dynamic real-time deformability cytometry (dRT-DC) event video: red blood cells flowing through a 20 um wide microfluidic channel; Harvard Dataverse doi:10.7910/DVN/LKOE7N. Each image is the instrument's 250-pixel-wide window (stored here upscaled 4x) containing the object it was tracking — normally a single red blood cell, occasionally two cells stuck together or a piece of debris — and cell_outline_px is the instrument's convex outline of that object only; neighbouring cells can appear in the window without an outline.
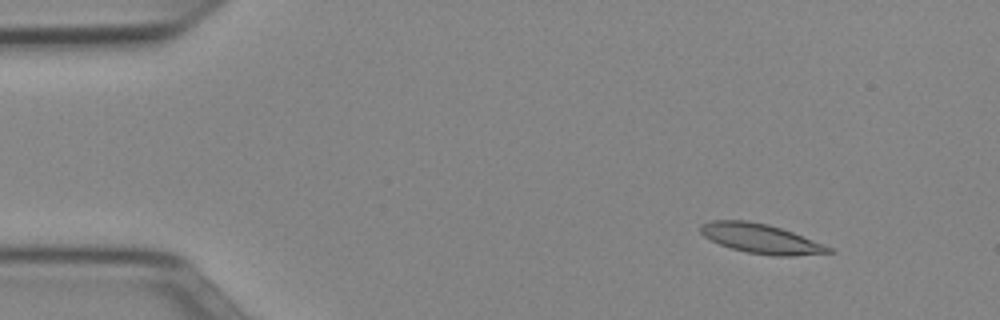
{"species": "Egyptian fruit bat (a non-hibernating species)", "species_latin": "Rousettus aegyptiacus", "temperature_condition": "cold", "stored_images_in_passage": 51, "camera_frame_rate_fps": 3000, "um_per_image_px": 0.085, "animal": {"sex": "female"}, "frame": {"image": 1, "passage_image": 6, "time_ms": 1.667, "image_size_px": [1000, 320], "cell_outline_px": [[836, 252], [792, 256], [776, 256], [748, 252], [732, 248], [720, 244], [704, 236], [700, 232], [700, 224], [712, 220], [744, 220], [768, 224], [792, 232], [832, 248]], "centroid_in_image_um": [64.66, 20.28], "position_along_channel_um": 20.3, "area_um2": 21.73}}
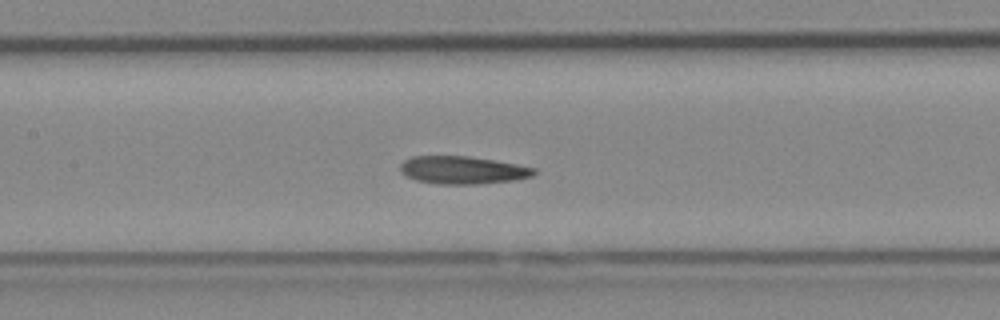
{"frame": {"image": 2, "passage_image": 24, "time_ms": 7.667, "image_size_px": [1000, 320], "cell_outline_px": [[536, 172], [532, 176], [516, 180], [476, 184], [436, 184], [416, 180], [400, 172], [400, 164], [404, 160], [412, 156], [468, 156], [516, 164], [536, 168]], "centroid_in_image_um": [39.31, 14.46], "position_along_channel_um": 168.1, "area_um2": 21.62}}
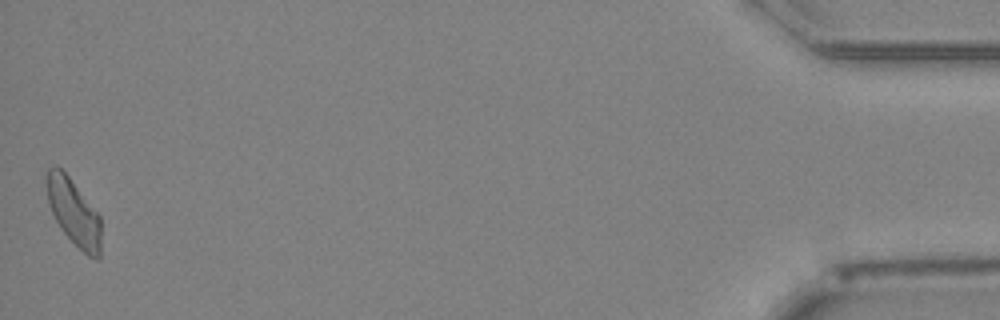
{"frame": {"image": 3, "passage_image": 51, "time_ms": 16.667, "image_size_px": [1000, 320], "cell_outline_px": [[100, 260], [96, 260], [88, 256], [60, 228], [52, 212], [48, 200], [44, 180], [44, 176], [48, 168], [52, 164], [56, 164], [68, 176], [100, 216]], "centroid_in_image_um": [6.23, 17.99], "position_along_channel_um": 429.0, "area_um2": 20.98}, "authors_computed_cell_mechanics": {"area_um2": 21.7328, "velocity_mm_per_s": 3.9297, "shape_relaxation_time_tau1_ms": null, "shape_relaxation_time_tau2_ms": 4.5849, "deformation_change_tau1": null, "deformation_change_tau2": 0.1333}}